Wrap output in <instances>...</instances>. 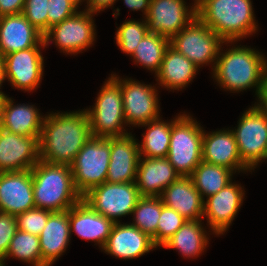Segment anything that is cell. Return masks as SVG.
Here are the masks:
<instances>
[{
  "instance_id": "1",
  "label": "cell",
  "mask_w": 267,
  "mask_h": 266,
  "mask_svg": "<svg viewBox=\"0 0 267 266\" xmlns=\"http://www.w3.org/2000/svg\"><path fill=\"white\" fill-rule=\"evenodd\" d=\"M90 137L86 111L49 114L43 120L39 158L52 164L71 165Z\"/></svg>"
},
{
  "instance_id": "2",
  "label": "cell",
  "mask_w": 267,
  "mask_h": 266,
  "mask_svg": "<svg viewBox=\"0 0 267 266\" xmlns=\"http://www.w3.org/2000/svg\"><path fill=\"white\" fill-rule=\"evenodd\" d=\"M31 173L36 208L63 212L82 199L75 188L70 165L39 160L32 167Z\"/></svg>"
},
{
  "instance_id": "3",
  "label": "cell",
  "mask_w": 267,
  "mask_h": 266,
  "mask_svg": "<svg viewBox=\"0 0 267 266\" xmlns=\"http://www.w3.org/2000/svg\"><path fill=\"white\" fill-rule=\"evenodd\" d=\"M196 12L224 42H235L257 30L251 0H199Z\"/></svg>"
},
{
  "instance_id": "4",
  "label": "cell",
  "mask_w": 267,
  "mask_h": 266,
  "mask_svg": "<svg viewBox=\"0 0 267 266\" xmlns=\"http://www.w3.org/2000/svg\"><path fill=\"white\" fill-rule=\"evenodd\" d=\"M213 73L219 84L230 91H242L256 86L258 96L267 77V61L264 56L247 47H234L219 51ZM222 55V56H221Z\"/></svg>"
},
{
  "instance_id": "5",
  "label": "cell",
  "mask_w": 267,
  "mask_h": 266,
  "mask_svg": "<svg viewBox=\"0 0 267 266\" xmlns=\"http://www.w3.org/2000/svg\"><path fill=\"white\" fill-rule=\"evenodd\" d=\"M189 115H179L172 121L170 146L167 155L180 176H191L202 161L204 130Z\"/></svg>"
},
{
  "instance_id": "6",
  "label": "cell",
  "mask_w": 267,
  "mask_h": 266,
  "mask_svg": "<svg viewBox=\"0 0 267 266\" xmlns=\"http://www.w3.org/2000/svg\"><path fill=\"white\" fill-rule=\"evenodd\" d=\"M111 138L90 137L70 165L76 190L83 196L106 182L110 162Z\"/></svg>"
},
{
  "instance_id": "7",
  "label": "cell",
  "mask_w": 267,
  "mask_h": 266,
  "mask_svg": "<svg viewBox=\"0 0 267 266\" xmlns=\"http://www.w3.org/2000/svg\"><path fill=\"white\" fill-rule=\"evenodd\" d=\"M94 137L111 138L127 135L123 132L126 124L123 110L121 85L111 76L97 97L93 110H85Z\"/></svg>"
},
{
  "instance_id": "8",
  "label": "cell",
  "mask_w": 267,
  "mask_h": 266,
  "mask_svg": "<svg viewBox=\"0 0 267 266\" xmlns=\"http://www.w3.org/2000/svg\"><path fill=\"white\" fill-rule=\"evenodd\" d=\"M224 41L198 17L170 40V46L187 57L197 67L218 58Z\"/></svg>"
},
{
  "instance_id": "9",
  "label": "cell",
  "mask_w": 267,
  "mask_h": 266,
  "mask_svg": "<svg viewBox=\"0 0 267 266\" xmlns=\"http://www.w3.org/2000/svg\"><path fill=\"white\" fill-rule=\"evenodd\" d=\"M140 197L135 182H104L91 188L82 199L96 212L117 223L118 217L133 213Z\"/></svg>"
},
{
  "instance_id": "10",
  "label": "cell",
  "mask_w": 267,
  "mask_h": 266,
  "mask_svg": "<svg viewBox=\"0 0 267 266\" xmlns=\"http://www.w3.org/2000/svg\"><path fill=\"white\" fill-rule=\"evenodd\" d=\"M232 132L239 156L249 169L267 159V118L256 106L246 110Z\"/></svg>"
},
{
  "instance_id": "11",
  "label": "cell",
  "mask_w": 267,
  "mask_h": 266,
  "mask_svg": "<svg viewBox=\"0 0 267 266\" xmlns=\"http://www.w3.org/2000/svg\"><path fill=\"white\" fill-rule=\"evenodd\" d=\"M183 0H150L146 19L149 33L171 40L197 17L196 3L188 10Z\"/></svg>"
},
{
  "instance_id": "12",
  "label": "cell",
  "mask_w": 267,
  "mask_h": 266,
  "mask_svg": "<svg viewBox=\"0 0 267 266\" xmlns=\"http://www.w3.org/2000/svg\"><path fill=\"white\" fill-rule=\"evenodd\" d=\"M92 15L89 11H77L73 16L49 28L43 35L44 43L47 45L50 38H53L55 44L67 54L86 49L93 44L95 38Z\"/></svg>"
},
{
  "instance_id": "13",
  "label": "cell",
  "mask_w": 267,
  "mask_h": 266,
  "mask_svg": "<svg viewBox=\"0 0 267 266\" xmlns=\"http://www.w3.org/2000/svg\"><path fill=\"white\" fill-rule=\"evenodd\" d=\"M112 77L121 85L126 123L140 126L159 118L156 89L135 80Z\"/></svg>"
},
{
  "instance_id": "14",
  "label": "cell",
  "mask_w": 267,
  "mask_h": 266,
  "mask_svg": "<svg viewBox=\"0 0 267 266\" xmlns=\"http://www.w3.org/2000/svg\"><path fill=\"white\" fill-rule=\"evenodd\" d=\"M39 138L21 136L0 128V172L31 170L40 160Z\"/></svg>"
},
{
  "instance_id": "15",
  "label": "cell",
  "mask_w": 267,
  "mask_h": 266,
  "mask_svg": "<svg viewBox=\"0 0 267 266\" xmlns=\"http://www.w3.org/2000/svg\"><path fill=\"white\" fill-rule=\"evenodd\" d=\"M43 62L39 47L9 53L4 56L5 78L18 89L34 90L43 76Z\"/></svg>"
},
{
  "instance_id": "16",
  "label": "cell",
  "mask_w": 267,
  "mask_h": 266,
  "mask_svg": "<svg viewBox=\"0 0 267 266\" xmlns=\"http://www.w3.org/2000/svg\"><path fill=\"white\" fill-rule=\"evenodd\" d=\"M35 208L31 170L0 172V212L18 215Z\"/></svg>"
},
{
  "instance_id": "17",
  "label": "cell",
  "mask_w": 267,
  "mask_h": 266,
  "mask_svg": "<svg viewBox=\"0 0 267 266\" xmlns=\"http://www.w3.org/2000/svg\"><path fill=\"white\" fill-rule=\"evenodd\" d=\"M43 34L23 13L0 17V54L3 56L31 47H45Z\"/></svg>"
},
{
  "instance_id": "18",
  "label": "cell",
  "mask_w": 267,
  "mask_h": 266,
  "mask_svg": "<svg viewBox=\"0 0 267 266\" xmlns=\"http://www.w3.org/2000/svg\"><path fill=\"white\" fill-rule=\"evenodd\" d=\"M242 188L230 182L215 195L204 201V213L214 233L223 234L234 220L243 202Z\"/></svg>"
},
{
  "instance_id": "19",
  "label": "cell",
  "mask_w": 267,
  "mask_h": 266,
  "mask_svg": "<svg viewBox=\"0 0 267 266\" xmlns=\"http://www.w3.org/2000/svg\"><path fill=\"white\" fill-rule=\"evenodd\" d=\"M130 134L111 137L110 162L106 182H135L140 159L138 143Z\"/></svg>"
},
{
  "instance_id": "20",
  "label": "cell",
  "mask_w": 267,
  "mask_h": 266,
  "mask_svg": "<svg viewBox=\"0 0 267 266\" xmlns=\"http://www.w3.org/2000/svg\"><path fill=\"white\" fill-rule=\"evenodd\" d=\"M114 223L102 248L108 254L121 259H133L156 248L152 238L132 224Z\"/></svg>"
},
{
  "instance_id": "21",
  "label": "cell",
  "mask_w": 267,
  "mask_h": 266,
  "mask_svg": "<svg viewBox=\"0 0 267 266\" xmlns=\"http://www.w3.org/2000/svg\"><path fill=\"white\" fill-rule=\"evenodd\" d=\"M160 198L165 206L187 220H199L204 216V199L190 176H179L164 189Z\"/></svg>"
},
{
  "instance_id": "22",
  "label": "cell",
  "mask_w": 267,
  "mask_h": 266,
  "mask_svg": "<svg viewBox=\"0 0 267 266\" xmlns=\"http://www.w3.org/2000/svg\"><path fill=\"white\" fill-rule=\"evenodd\" d=\"M202 161L226 167L232 171L250 170L241 160L232 130L203 132Z\"/></svg>"
},
{
  "instance_id": "23",
  "label": "cell",
  "mask_w": 267,
  "mask_h": 266,
  "mask_svg": "<svg viewBox=\"0 0 267 266\" xmlns=\"http://www.w3.org/2000/svg\"><path fill=\"white\" fill-rule=\"evenodd\" d=\"M179 176L167 158L140 157L135 184L141 196L160 197Z\"/></svg>"
},
{
  "instance_id": "24",
  "label": "cell",
  "mask_w": 267,
  "mask_h": 266,
  "mask_svg": "<svg viewBox=\"0 0 267 266\" xmlns=\"http://www.w3.org/2000/svg\"><path fill=\"white\" fill-rule=\"evenodd\" d=\"M70 232L87 240L97 242L104 247L114 222L96 212L89 204L81 199L69 209Z\"/></svg>"
},
{
  "instance_id": "25",
  "label": "cell",
  "mask_w": 267,
  "mask_h": 266,
  "mask_svg": "<svg viewBox=\"0 0 267 266\" xmlns=\"http://www.w3.org/2000/svg\"><path fill=\"white\" fill-rule=\"evenodd\" d=\"M44 118L33 105L13 104L7 96L0 103V128L25 136L40 137Z\"/></svg>"
},
{
  "instance_id": "26",
  "label": "cell",
  "mask_w": 267,
  "mask_h": 266,
  "mask_svg": "<svg viewBox=\"0 0 267 266\" xmlns=\"http://www.w3.org/2000/svg\"><path fill=\"white\" fill-rule=\"evenodd\" d=\"M69 210L53 212L39 235L41 266H51L70 242Z\"/></svg>"
},
{
  "instance_id": "27",
  "label": "cell",
  "mask_w": 267,
  "mask_h": 266,
  "mask_svg": "<svg viewBox=\"0 0 267 266\" xmlns=\"http://www.w3.org/2000/svg\"><path fill=\"white\" fill-rule=\"evenodd\" d=\"M198 67L187 57L169 46L164 54L161 68L156 74L161 86L167 89L185 87L196 75Z\"/></svg>"
},
{
  "instance_id": "28",
  "label": "cell",
  "mask_w": 267,
  "mask_h": 266,
  "mask_svg": "<svg viewBox=\"0 0 267 266\" xmlns=\"http://www.w3.org/2000/svg\"><path fill=\"white\" fill-rule=\"evenodd\" d=\"M199 220H187L176 233L168 239L163 248L177 249L185 257L200 255L206 248L208 238Z\"/></svg>"
},
{
  "instance_id": "29",
  "label": "cell",
  "mask_w": 267,
  "mask_h": 266,
  "mask_svg": "<svg viewBox=\"0 0 267 266\" xmlns=\"http://www.w3.org/2000/svg\"><path fill=\"white\" fill-rule=\"evenodd\" d=\"M232 173L233 171L226 167L201 161L190 177L204 199V195L207 197L215 195L228 185L231 182Z\"/></svg>"
},
{
  "instance_id": "30",
  "label": "cell",
  "mask_w": 267,
  "mask_h": 266,
  "mask_svg": "<svg viewBox=\"0 0 267 266\" xmlns=\"http://www.w3.org/2000/svg\"><path fill=\"white\" fill-rule=\"evenodd\" d=\"M160 118L151 120L142 126H148V130L143 134V143L139 146L140 157L146 158H166L170 146L172 122L165 123Z\"/></svg>"
},
{
  "instance_id": "31",
  "label": "cell",
  "mask_w": 267,
  "mask_h": 266,
  "mask_svg": "<svg viewBox=\"0 0 267 266\" xmlns=\"http://www.w3.org/2000/svg\"><path fill=\"white\" fill-rule=\"evenodd\" d=\"M170 40L159 34L148 33L134 50L133 56L136 63L142 64L148 70L152 69L157 74L161 68L166 49Z\"/></svg>"
},
{
  "instance_id": "32",
  "label": "cell",
  "mask_w": 267,
  "mask_h": 266,
  "mask_svg": "<svg viewBox=\"0 0 267 266\" xmlns=\"http://www.w3.org/2000/svg\"><path fill=\"white\" fill-rule=\"evenodd\" d=\"M163 206L160 197L141 196L133 210L135 220L132 225L152 238L155 246L157 225Z\"/></svg>"
},
{
  "instance_id": "33",
  "label": "cell",
  "mask_w": 267,
  "mask_h": 266,
  "mask_svg": "<svg viewBox=\"0 0 267 266\" xmlns=\"http://www.w3.org/2000/svg\"><path fill=\"white\" fill-rule=\"evenodd\" d=\"M13 256L33 266H41L39 236L17 230L11 240L5 259Z\"/></svg>"
},
{
  "instance_id": "34",
  "label": "cell",
  "mask_w": 267,
  "mask_h": 266,
  "mask_svg": "<svg viewBox=\"0 0 267 266\" xmlns=\"http://www.w3.org/2000/svg\"><path fill=\"white\" fill-rule=\"evenodd\" d=\"M149 33L146 20L124 22L116 33V43L120 49L132 55L139 42Z\"/></svg>"
},
{
  "instance_id": "35",
  "label": "cell",
  "mask_w": 267,
  "mask_h": 266,
  "mask_svg": "<svg viewBox=\"0 0 267 266\" xmlns=\"http://www.w3.org/2000/svg\"><path fill=\"white\" fill-rule=\"evenodd\" d=\"M187 221L174 209L163 206L158 220L156 232V247L162 246Z\"/></svg>"
},
{
  "instance_id": "36",
  "label": "cell",
  "mask_w": 267,
  "mask_h": 266,
  "mask_svg": "<svg viewBox=\"0 0 267 266\" xmlns=\"http://www.w3.org/2000/svg\"><path fill=\"white\" fill-rule=\"evenodd\" d=\"M52 213L51 211L36 207L29 209L24 213L16 215L17 227L23 232L39 236Z\"/></svg>"
},
{
  "instance_id": "37",
  "label": "cell",
  "mask_w": 267,
  "mask_h": 266,
  "mask_svg": "<svg viewBox=\"0 0 267 266\" xmlns=\"http://www.w3.org/2000/svg\"><path fill=\"white\" fill-rule=\"evenodd\" d=\"M48 0H25L22 13L43 35L48 31Z\"/></svg>"
},
{
  "instance_id": "38",
  "label": "cell",
  "mask_w": 267,
  "mask_h": 266,
  "mask_svg": "<svg viewBox=\"0 0 267 266\" xmlns=\"http://www.w3.org/2000/svg\"><path fill=\"white\" fill-rule=\"evenodd\" d=\"M18 230L16 216L0 212V265L4 260L10 243Z\"/></svg>"
},
{
  "instance_id": "39",
  "label": "cell",
  "mask_w": 267,
  "mask_h": 266,
  "mask_svg": "<svg viewBox=\"0 0 267 266\" xmlns=\"http://www.w3.org/2000/svg\"><path fill=\"white\" fill-rule=\"evenodd\" d=\"M77 7L70 0H48V30L73 16Z\"/></svg>"
},
{
  "instance_id": "40",
  "label": "cell",
  "mask_w": 267,
  "mask_h": 266,
  "mask_svg": "<svg viewBox=\"0 0 267 266\" xmlns=\"http://www.w3.org/2000/svg\"><path fill=\"white\" fill-rule=\"evenodd\" d=\"M24 3L25 0H0V17L22 13Z\"/></svg>"
},
{
  "instance_id": "41",
  "label": "cell",
  "mask_w": 267,
  "mask_h": 266,
  "mask_svg": "<svg viewBox=\"0 0 267 266\" xmlns=\"http://www.w3.org/2000/svg\"><path fill=\"white\" fill-rule=\"evenodd\" d=\"M116 0H87V9L90 13H97L107 7H110Z\"/></svg>"
},
{
  "instance_id": "42",
  "label": "cell",
  "mask_w": 267,
  "mask_h": 266,
  "mask_svg": "<svg viewBox=\"0 0 267 266\" xmlns=\"http://www.w3.org/2000/svg\"><path fill=\"white\" fill-rule=\"evenodd\" d=\"M124 3L131 10H144V14L147 17L150 7V0H124Z\"/></svg>"
},
{
  "instance_id": "43",
  "label": "cell",
  "mask_w": 267,
  "mask_h": 266,
  "mask_svg": "<svg viewBox=\"0 0 267 266\" xmlns=\"http://www.w3.org/2000/svg\"><path fill=\"white\" fill-rule=\"evenodd\" d=\"M258 99L260 100V104L256 105V107L265 115L267 118V77L264 80V83L259 90Z\"/></svg>"
},
{
  "instance_id": "44",
  "label": "cell",
  "mask_w": 267,
  "mask_h": 266,
  "mask_svg": "<svg viewBox=\"0 0 267 266\" xmlns=\"http://www.w3.org/2000/svg\"><path fill=\"white\" fill-rule=\"evenodd\" d=\"M5 80V67H4V56L0 54V87ZM6 95L0 91V98H5Z\"/></svg>"
},
{
  "instance_id": "45",
  "label": "cell",
  "mask_w": 267,
  "mask_h": 266,
  "mask_svg": "<svg viewBox=\"0 0 267 266\" xmlns=\"http://www.w3.org/2000/svg\"><path fill=\"white\" fill-rule=\"evenodd\" d=\"M77 8L78 5H80V2H82V0H70Z\"/></svg>"
}]
</instances>
